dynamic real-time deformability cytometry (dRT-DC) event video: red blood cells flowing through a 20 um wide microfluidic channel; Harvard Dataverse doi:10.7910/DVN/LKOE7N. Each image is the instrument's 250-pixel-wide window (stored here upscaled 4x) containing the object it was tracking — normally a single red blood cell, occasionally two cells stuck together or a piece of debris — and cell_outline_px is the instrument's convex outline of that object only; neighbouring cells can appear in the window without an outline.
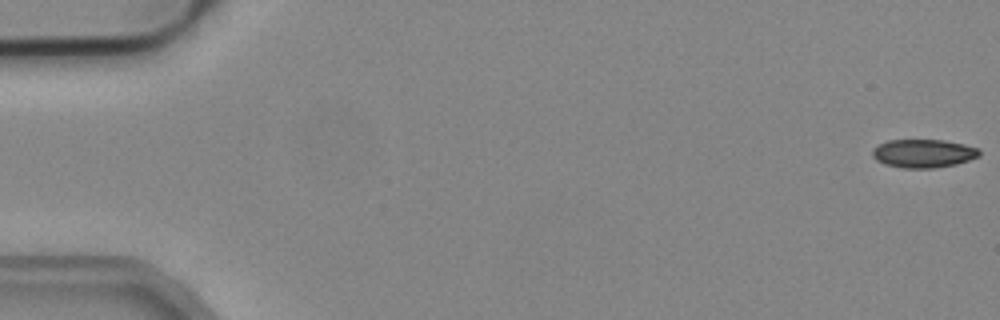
{"species": "common noctule bat (a hibernating species)", "species_latin": "Nyctalus noctula", "temperature_condition": "cold", "stored_images_in_passage": 53, "camera_frame_rate_fps": 3000, "um_per_image_px": 0.085, "animal": {"sex": "male", "body_mass_g": 19.2, "forearm_length_mm": 51.8}, "frame": {"image": 1, "passage_image": 1, "time_ms": 0.0, "image_size_px": [1000, 320], "cell_outline_px": [[980, 156], [956, 164], [936, 168], [900, 168], [884, 164], [876, 160], [872, 156], [872, 148], [888, 140], [944, 140], [964, 144], [980, 148]], "centroid_in_image_um": [78.49, 13.04], "position_along_channel_um": 6.5, "area_um2": 17.86}}
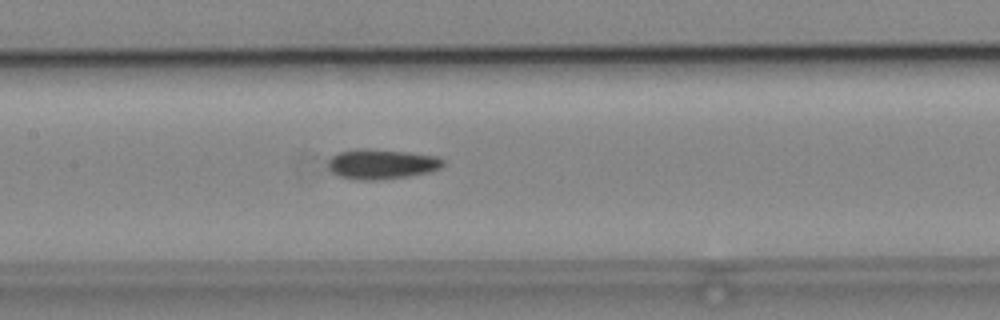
{"frame": {"image": 2, "passage_image": 26, "time_ms": 8.333, "image_size_px": [1000, 320], "cell_outline_px": [[444, 164], [440, 168], [428, 172], [408, 176], [376, 180], [364, 180], [340, 176], [332, 172], [328, 168], [328, 160], [336, 152], [356, 148], [368, 148], [408, 152], [436, 156], [444, 160]], "centroid_in_image_um": [32.4, 13.92], "position_along_channel_um": 175.0, "area_um2": 20.11}}
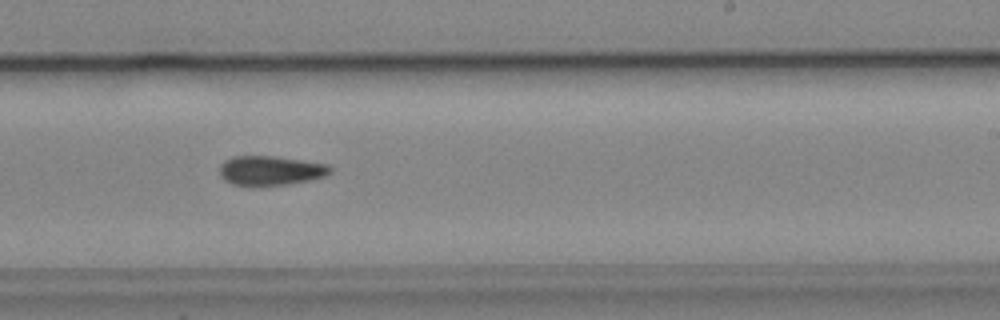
{"frame": {"image": 3, "passage_image": 33, "time_ms": 10.667, "image_size_px": [1000, 320], "cell_outline_px": [[332, 172], [324, 176], [308, 180], [288, 184], [252, 188], [232, 184], [224, 180], [220, 176], [220, 164], [224, 160], [236, 156], [272, 156], [328, 164], [332, 168]], "centroid_in_image_um": [22.94, 14.53], "position_along_channel_um": 266.1, "area_um2": 19.36}}